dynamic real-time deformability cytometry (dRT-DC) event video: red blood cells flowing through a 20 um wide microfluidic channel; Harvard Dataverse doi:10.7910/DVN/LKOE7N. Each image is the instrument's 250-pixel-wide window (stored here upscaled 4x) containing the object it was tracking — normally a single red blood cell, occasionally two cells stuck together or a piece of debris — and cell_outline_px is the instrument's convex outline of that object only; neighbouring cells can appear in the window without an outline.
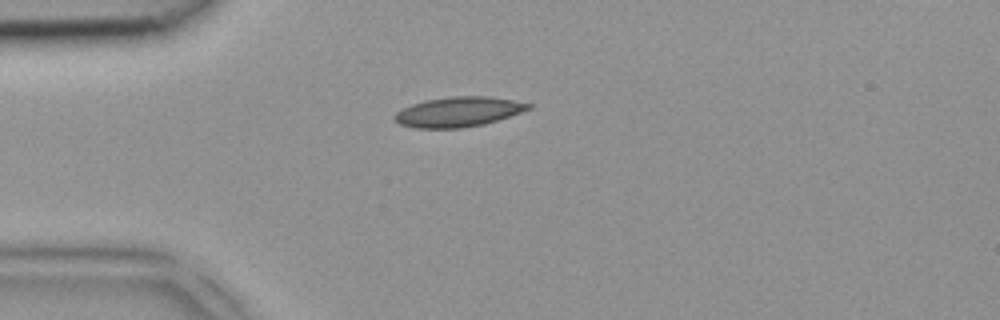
{"species": "common noctule bat (a hibernating species)", "species_latin": "Nyctalus noctula", "temperature_condition": "room temperature", "stored_images_in_passage": 4, "camera_frame_rate_fps": 3000, "um_per_image_px": 0.085, "animal": {"sex": "female", "body_mass_g": 18.4}, "frame": {"image": 1, "passage_image": 4, "time_ms": 1.0, "image_size_px": [1000, 320], "cell_outline_px": [[532, 108], [484, 124], [460, 128], [416, 128], [400, 124], [392, 120], [392, 116], [396, 112], [412, 104], [424, 100], [452, 96], [488, 96], [512, 100], [532, 104]], "centroid_in_image_um": [38.91, 9.5], "position_along_channel_um": 46.1, "area_um2": 23.24}}